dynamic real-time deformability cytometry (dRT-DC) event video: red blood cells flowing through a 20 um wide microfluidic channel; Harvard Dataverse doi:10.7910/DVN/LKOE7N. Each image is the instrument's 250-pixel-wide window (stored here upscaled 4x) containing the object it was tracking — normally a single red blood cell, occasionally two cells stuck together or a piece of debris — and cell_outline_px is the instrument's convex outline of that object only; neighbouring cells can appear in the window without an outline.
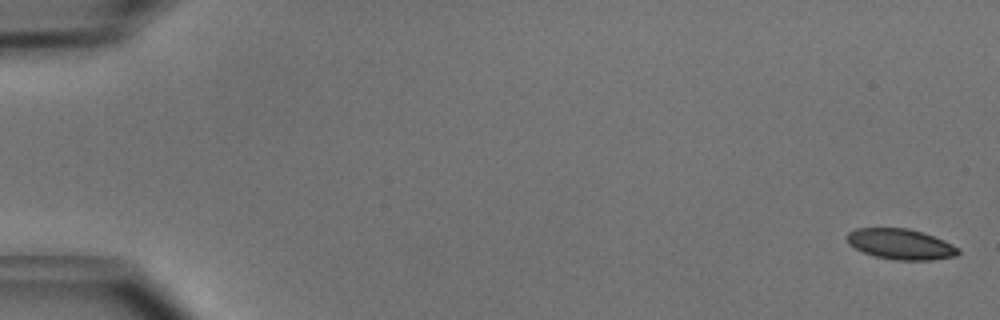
{"species": "common noctule bat (a hibernating species)", "species_latin": "Nyctalus noctula", "temperature_condition": "cold", "stored_images_in_passage": 8, "camera_frame_rate_fps": 3000, "um_per_image_px": 0.085, "animal": {"sex": "male", "body_mass_g": 15.6}, "frame": {"image": 1, "passage_image": 1, "time_ms": 0.0, "image_size_px": [1000, 320], "cell_outline_px": [[960, 252], [956, 256], [932, 260], [896, 260], [876, 256], [864, 252], [848, 244], [848, 232], [856, 228], [908, 228], [924, 232], [944, 240], [960, 248]], "centroid_in_image_um": [76.6, 20.75], "position_along_channel_um": 8.4, "area_um2": 19.83}}